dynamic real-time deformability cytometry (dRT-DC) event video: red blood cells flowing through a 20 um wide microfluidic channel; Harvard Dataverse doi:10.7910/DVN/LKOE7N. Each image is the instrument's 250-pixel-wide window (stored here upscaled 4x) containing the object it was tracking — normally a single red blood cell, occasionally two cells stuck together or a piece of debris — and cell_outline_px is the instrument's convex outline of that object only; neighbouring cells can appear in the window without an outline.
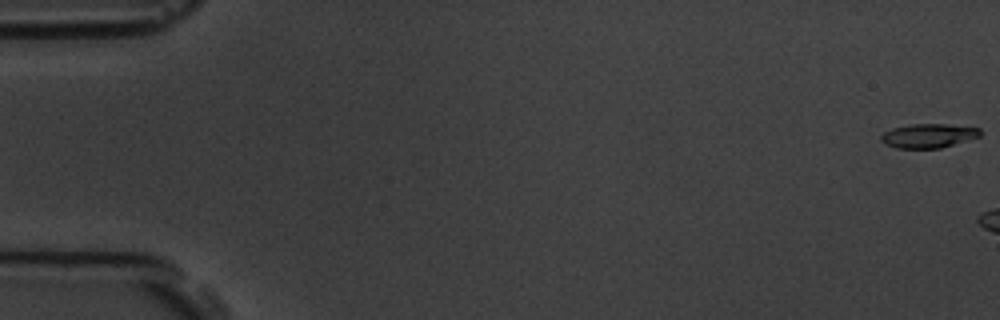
{"species": "common noctule bat (a hibernating species)", "species_latin": "Nyctalus noctula", "temperature_condition": "room temperature", "stored_images_in_passage": 3, "camera_frame_rate_fps": 3000, "um_per_image_px": 0.085, "animal": {"sex": "male", "body_mass_g": 19.5, "forearm_length_mm": 54.6}, "frame": {"image": 1, "passage_image": 1, "time_ms": 0.0, "image_size_px": [1000, 320], "cell_outline_px": [[980, 136], [940, 148], [896, 148], [884, 144], [880, 140], [880, 136], [884, 132], [892, 128], [912, 124], [944, 124], [980, 128]], "centroid_in_image_um": [78.87, 11.54], "position_along_channel_um": 6.1, "area_um2": 13.81}}